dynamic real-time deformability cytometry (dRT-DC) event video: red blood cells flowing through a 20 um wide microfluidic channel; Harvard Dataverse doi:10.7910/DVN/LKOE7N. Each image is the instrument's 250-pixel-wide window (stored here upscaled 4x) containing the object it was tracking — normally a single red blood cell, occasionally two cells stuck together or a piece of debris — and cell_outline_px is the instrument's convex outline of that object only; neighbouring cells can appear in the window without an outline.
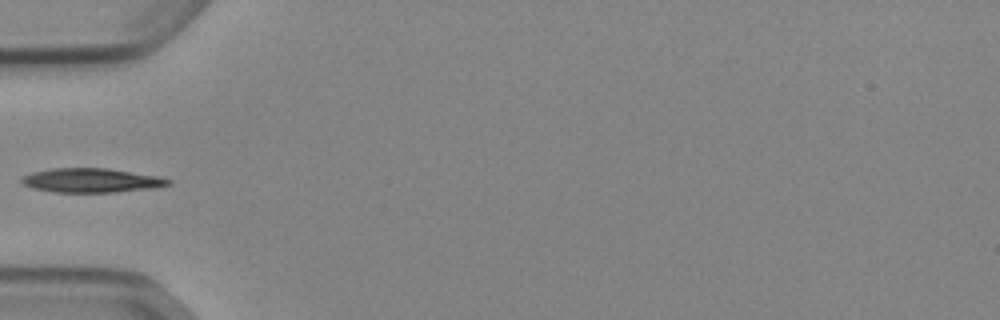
{"species": "Egyptian fruit bat (a non-hibernating species)", "species_latin": "Rousettus aegyptiacus", "temperature_condition": "cold", "stored_images_in_passage": 35, "camera_frame_rate_fps": 3000, "um_per_image_px": 0.085, "animal": {"sex": "female"}, "frame": {"image": 1, "passage_image": 1, "time_ms": 0.0, "image_size_px": [1000, 320], "cell_outline_px": [[172, 184], [156, 188], [116, 192], [52, 192], [32, 188], [24, 184], [20, 180], [24, 176], [32, 172], [52, 168], [108, 168], [156, 176], [172, 180]], "centroid_in_image_um": [7.78, 15.34], "position_along_channel_um": 77.2, "area_um2": 20.69}}
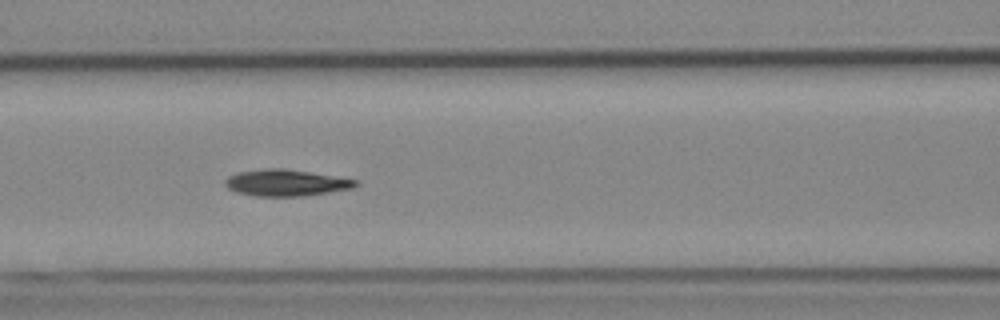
{"frame": {"image": 2, "passage_image": 6, "time_ms": 1.667, "image_size_px": [1000, 320], "cell_outline_px": [[360, 184], [352, 188], [304, 196], [256, 196], [236, 192], [228, 188], [224, 184], [224, 180], [228, 176], [240, 172], [268, 168], [280, 168], [308, 172], [360, 180]], "centroid_in_image_um": [24.31, 15.54], "position_along_channel_um": 142.3, "area_um2": 20.0}}
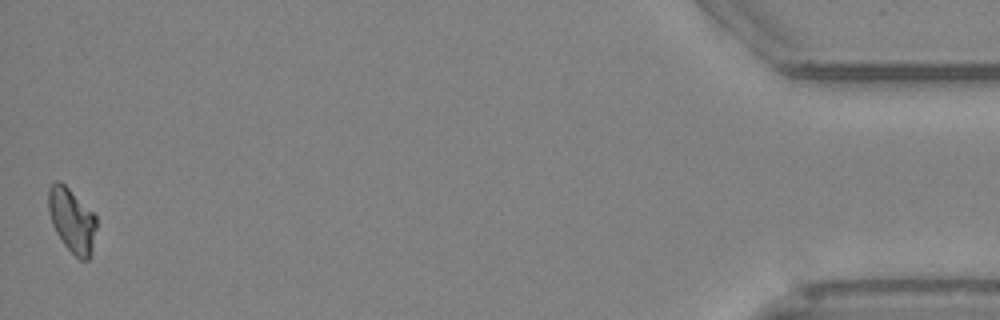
{"frame": {"image": 3, "passage_image": 35, "time_ms": 11.333, "image_size_px": [1000, 320], "cell_outline_px": [[96, 228], [92, 252], [88, 260], [80, 260], [64, 244], [56, 232], [52, 224], [48, 212], [48, 188], [56, 180], [60, 180], [96, 216]], "centroid_in_image_um": [6.1, 18.72], "position_along_channel_um": 429.1, "area_um2": 17.8}}